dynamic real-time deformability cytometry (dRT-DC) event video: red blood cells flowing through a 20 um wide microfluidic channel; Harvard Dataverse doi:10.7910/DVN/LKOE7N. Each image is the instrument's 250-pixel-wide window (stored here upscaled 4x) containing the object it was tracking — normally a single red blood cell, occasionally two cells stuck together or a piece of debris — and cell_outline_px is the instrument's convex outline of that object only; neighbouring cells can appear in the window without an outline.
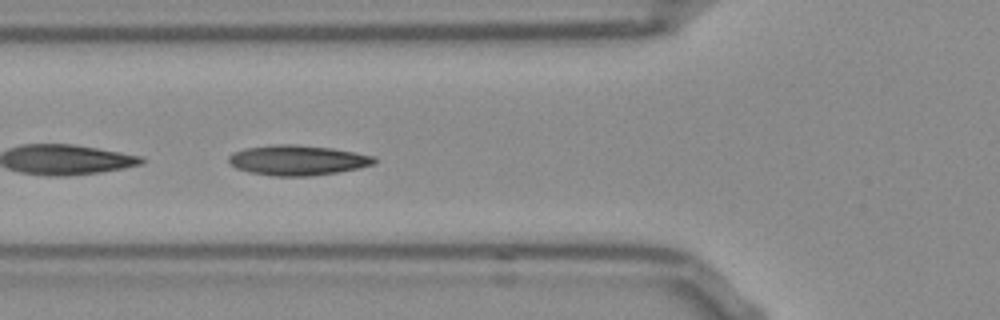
{"species": "Egyptian fruit bat (a non-hibernating species)", "species_latin": "Rousettus aegyptiacus", "temperature_condition": "room temperature", "stored_images_in_passage": 53, "camera_frame_rate_fps": 3000, "um_per_image_px": 0.085, "frame": {"image": 1, "passage_image": 19, "time_ms": 6.0, "image_size_px": [1000, 320], "cell_outline_px": [[376, 160], [372, 164], [360, 168], [312, 176], [272, 176], [248, 172], [236, 168], [228, 160], [228, 156], [232, 152], [244, 148], [276, 144], [296, 144], [332, 148], [376, 156]], "centroid_in_image_um": [25.27, 13.61], "position_along_channel_um": 100.5, "area_um2": 25.66}}
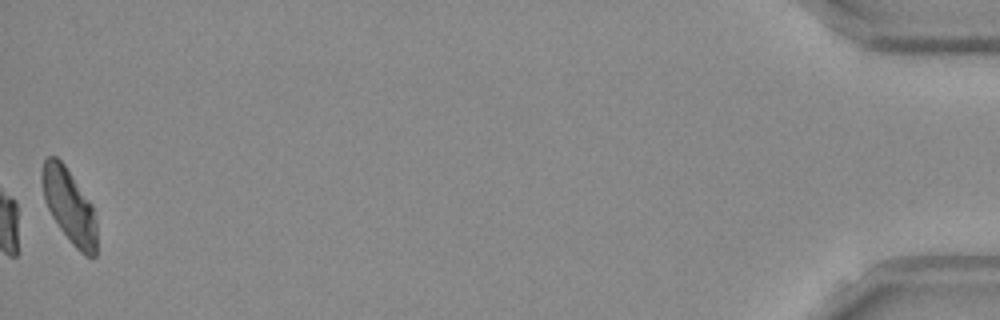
{"frame": {"image": 2, "passage_image": 53, "time_ms": 17.333, "image_size_px": [1000, 320], "cell_outline_px": [[96, 256], [84, 256], [72, 244], [60, 228], [52, 216], [44, 200], [40, 176], [44, 160], [48, 156], [56, 156], [64, 164], [92, 204], [96, 220]], "centroid_in_image_um": [5.88, 17.49], "position_along_channel_um": 429.3, "area_um2": 23.58}, "authors_computed_cell_mechanics": {"area_um2": 24.3338, "velocity_mm_per_s": 3.7874, "shape_relaxation_time_tau1_ms": 7.0878, "shape_relaxation_time_tau2_ms": 2.3515, "deformation_change_tau1": 0.1776, "deformation_change_tau2": 0.0782}}